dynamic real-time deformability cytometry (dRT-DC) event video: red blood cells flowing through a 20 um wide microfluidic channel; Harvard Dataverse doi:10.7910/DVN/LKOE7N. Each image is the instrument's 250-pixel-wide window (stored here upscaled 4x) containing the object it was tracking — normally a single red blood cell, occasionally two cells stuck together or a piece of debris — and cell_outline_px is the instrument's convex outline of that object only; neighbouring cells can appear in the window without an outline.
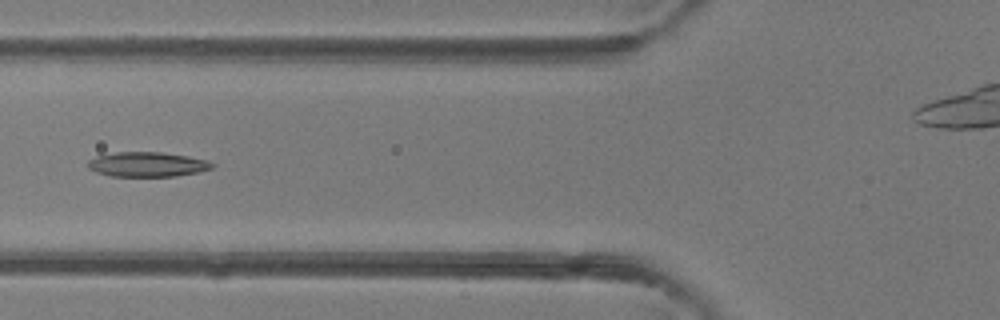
{"species": "common noctule bat (a hibernating species)", "species_latin": "Nyctalus noctula", "temperature_condition": "room temperature", "stored_images_in_passage": 5, "camera_frame_rate_fps": 3000, "um_per_image_px": 0.085, "animal": {"sex": "female"}, "frame": {"image": 1, "passage_image": 5, "time_ms": 4.667, "image_size_px": [1000, 320], "cell_outline_px": [[216, 164], [212, 168], [196, 172], [176, 176], [112, 176], [96, 172], [88, 168], [88, 160], [96, 156], [116, 152], [160, 152], [188, 156], [208, 160]], "centroid_in_image_um": [12.52, 13.97], "position_along_channel_um": 113.3, "area_um2": 17.86}}